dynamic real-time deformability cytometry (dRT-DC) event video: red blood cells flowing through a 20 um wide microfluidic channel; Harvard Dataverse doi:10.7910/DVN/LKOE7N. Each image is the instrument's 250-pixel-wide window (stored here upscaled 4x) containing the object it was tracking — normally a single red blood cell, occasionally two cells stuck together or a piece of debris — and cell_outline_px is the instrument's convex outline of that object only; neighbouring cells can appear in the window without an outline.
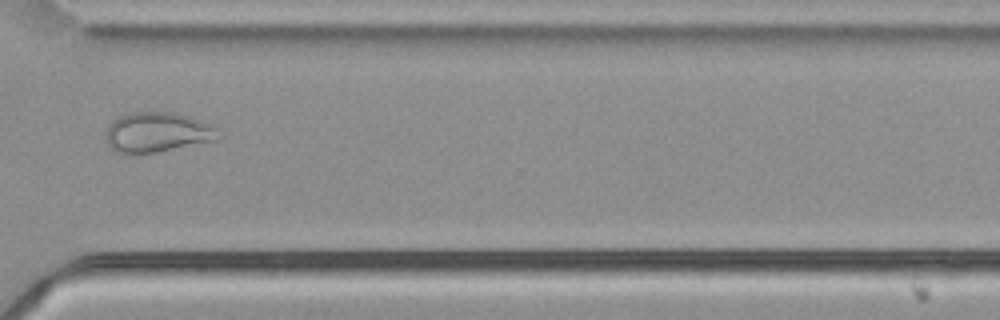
{"species": "common noctule bat (a hibernating species)", "species_latin": "Nyctalus noctula", "temperature_condition": "cold", "stored_images_in_passage": 54, "camera_frame_rate_fps": 3000, "um_per_image_px": 0.085, "animal": {"sex": "male", "body_mass_g": 21.5, "forearm_length_mm": 52.0}, "frame": {"image": 1, "passage_image": 40, "time_ms": 13.0, "image_size_px": [1000, 320], "cell_outline_px": [[224, 136], [216, 140], [136, 156], [128, 156], [116, 152], [108, 144], [104, 136], [108, 128], [124, 112], [176, 112], [192, 116], [212, 124]], "centroid_in_image_um": [13.4, 11.26], "position_along_channel_um": 357.2, "area_um2": 26.93}}
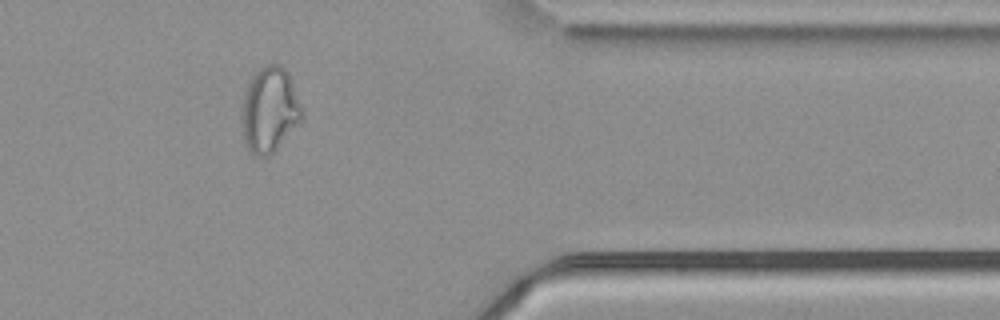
{"frame": {"image": 2, "passage_image": 44, "time_ms": 14.333, "image_size_px": [1000, 320], "cell_outline_px": [[304, 116], [276, 148], [268, 156], [256, 156], [248, 152], [244, 144], [240, 116], [244, 92], [252, 76], [264, 64], [280, 64], [288, 72], [304, 112]], "centroid_in_image_um": [22.87, 9.33], "position_along_channel_um": 388.5, "area_um2": 30.06}}